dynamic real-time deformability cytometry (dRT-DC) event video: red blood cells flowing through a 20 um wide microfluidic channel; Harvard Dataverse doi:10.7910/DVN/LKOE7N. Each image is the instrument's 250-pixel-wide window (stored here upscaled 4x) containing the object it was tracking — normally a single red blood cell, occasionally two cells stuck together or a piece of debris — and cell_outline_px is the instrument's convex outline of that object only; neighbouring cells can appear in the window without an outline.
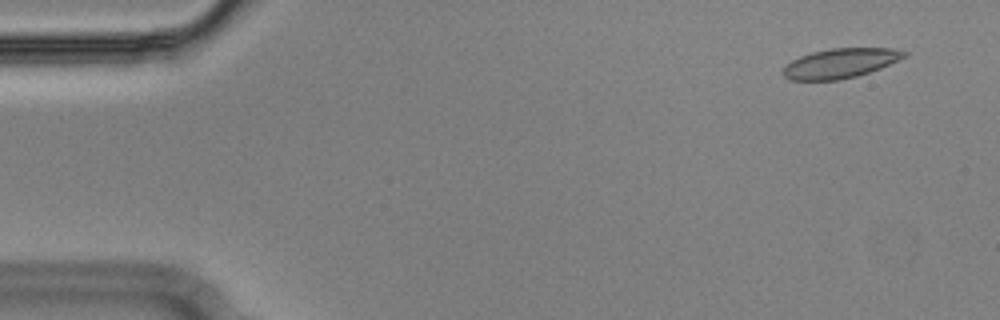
{"species": "Egyptian fruit bat (a non-hibernating species)", "species_latin": "Rousettus aegyptiacus", "temperature_condition": "cold", "stored_images_in_passage": 53, "segment_of_instrument_passage": [1, 2], "camera_frame_rate_fps": 3000, "um_per_image_px": 0.085, "animal": {"sex": "male"}, "frame": {"image": 1, "passage_image": 2, "time_ms": 0.333, "image_size_px": [1000, 320], "cell_outline_px": [[908, 56], [880, 68], [856, 76], [836, 80], [792, 80], [784, 76], [780, 72], [784, 64], [800, 56], [812, 52], [832, 48], [892, 48], [908, 52]], "centroid_in_image_um": [71.4, 5.37], "position_along_channel_um": 13.6, "area_um2": 20.98}}
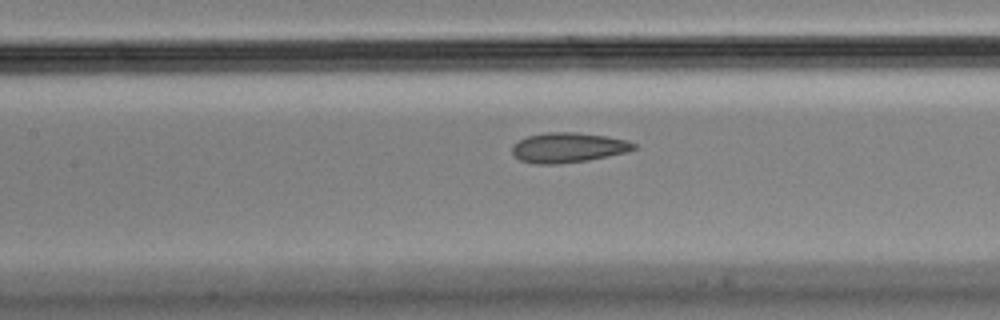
{"frame": {"image": 2, "passage_image": 23, "time_ms": 7.333, "image_size_px": [1000, 320], "cell_outline_px": [[636, 148], [628, 152], [588, 160], [560, 164], [532, 164], [520, 160], [512, 152], [512, 148], [520, 140], [528, 136], [544, 132], [576, 132], [604, 136], [628, 140], [636, 144]], "centroid_in_image_um": [48.31, 12.55], "position_along_channel_um": 159.1, "area_um2": 21.21}}
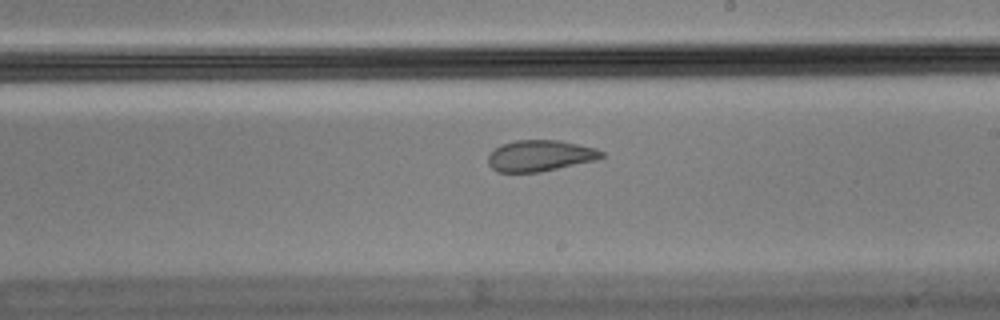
{"frame": {"image": 3, "passage_image": 30, "time_ms": 9.667, "image_size_px": [1000, 320], "cell_outline_px": [[604, 156], [596, 160], [540, 172], [496, 172], [488, 164], [488, 156], [500, 144], [516, 140], [560, 140], [596, 148], [604, 152]], "centroid_in_image_um": [45.91, 13.23], "position_along_channel_um": 243.1, "area_um2": 20.63}}